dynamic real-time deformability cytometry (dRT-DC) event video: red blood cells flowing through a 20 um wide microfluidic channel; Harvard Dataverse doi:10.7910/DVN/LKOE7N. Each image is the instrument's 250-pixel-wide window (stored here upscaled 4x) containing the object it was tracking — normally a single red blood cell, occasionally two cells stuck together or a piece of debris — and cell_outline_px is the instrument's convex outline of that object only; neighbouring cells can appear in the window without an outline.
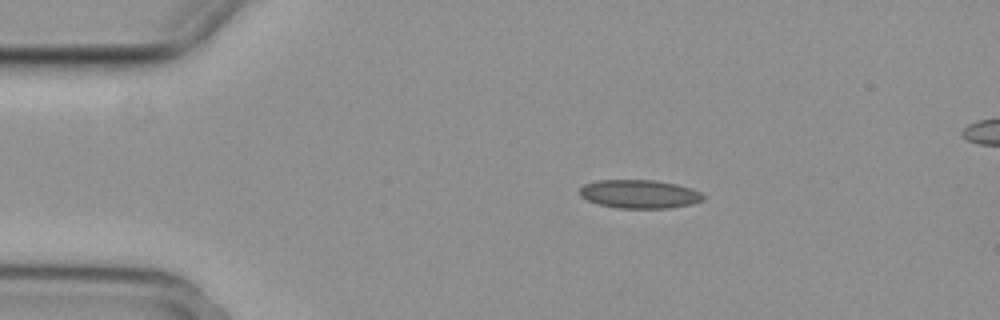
{"species": "common noctule bat (a hibernating species)", "species_latin": "Nyctalus noctula", "temperature_condition": "cold", "stored_images_in_passage": 3, "camera_frame_rate_fps": 3000, "um_per_image_px": 0.085, "animal": {"sex": "female", "body_mass_g": 29.2, "forearm_length_mm": 56.3}, "frame": {"image": 1, "passage_image": 1, "time_ms": 0.0, "image_size_px": [1000, 320], "cell_outline_px": [[704, 200], [692, 204], [672, 208], [616, 208], [600, 204], [588, 200], [580, 196], [580, 188], [584, 184], [596, 180], [656, 180], [676, 184], [692, 188], [700, 192], [704, 196]], "centroid_in_image_um": [54.37, 16.49], "position_along_channel_um": 30.6, "area_um2": 20.63}}